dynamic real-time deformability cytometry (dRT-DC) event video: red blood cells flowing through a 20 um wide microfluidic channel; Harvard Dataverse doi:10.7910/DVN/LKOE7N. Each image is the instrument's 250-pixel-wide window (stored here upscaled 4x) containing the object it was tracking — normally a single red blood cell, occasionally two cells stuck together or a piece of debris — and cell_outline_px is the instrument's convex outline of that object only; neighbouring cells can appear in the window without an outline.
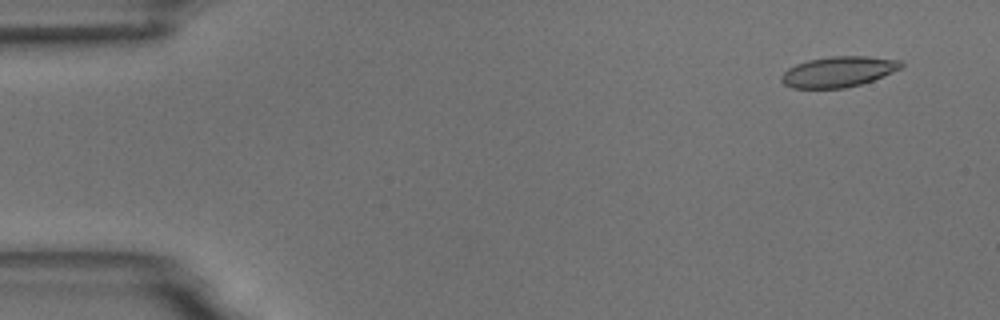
{"species": "common noctule bat (a hibernating species)", "species_latin": "Nyctalus noctula", "temperature_condition": "room temperature", "stored_images_in_passage": 55, "camera_frame_rate_fps": 3000, "um_per_image_px": 0.085, "animal": {"sex": "male", "body_mass_g": 18.8}, "frame": {"image": 1, "passage_image": 4, "time_ms": 1.0, "image_size_px": [1000, 320], "cell_outline_px": [[904, 64], [900, 68], [872, 80], [860, 84], [844, 88], [792, 88], [784, 84], [780, 80], [780, 76], [788, 68], [796, 64], [808, 60], [828, 56], [864, 56], [900, 60]], "centroid_in_image_um": [71.21, 6.09], "position_along_channel_um": 13.8, "area_um2": 21.15}}
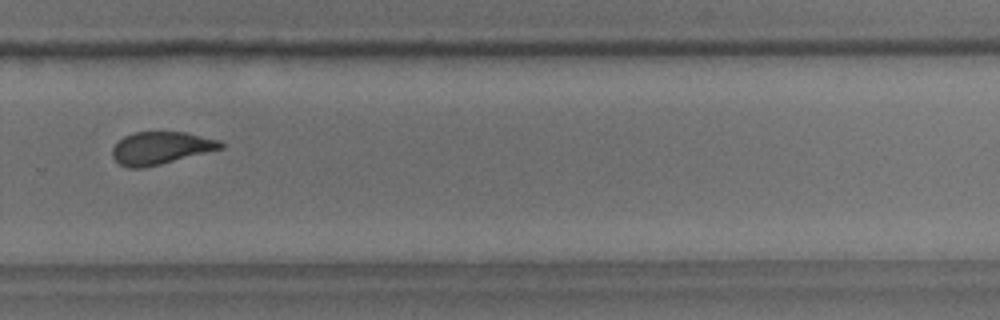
{"frame": {"image": 2, "passage_image": 38, "time_ms": 12.333, "image_size_px": [1000, 320], "cell_outline_px": [[224, 148], [144, 168], [128, 168], [120, 164], [112, 156], [112, 148], [124, 136], [136, 132], [184, 132], [220, 140], [224, 144]], "centroid_in_image_um": [13.67, 12.58], "position_along_channel_um": 316.1, "area_um2": 20.4}}
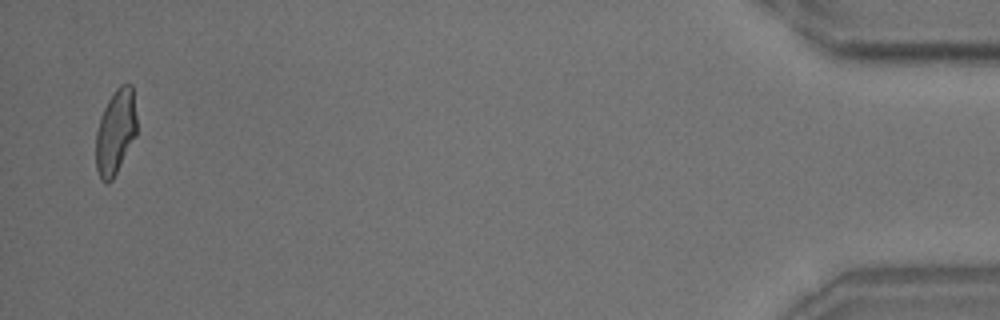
{"frame": {"image": 3, "passage_image": 54, "time_ms": 17.667, "image_size_px": [1000, 320], "cell_outline_px": [[136, 136], [112, 180], [104, 180], [100, 176], [96, 168], [96, 132], [100, 116], [108, 100], [116, 88], [120, 84], [132, 84], [136, 116]], "centroid_in_image_um": [9.82, 11.16], "position_along_channel_um": 425.4, "area_um2": 20.0}, "authors_computed_cell_mechanics": {"area_um2": 21.2704, "velocity_mm_per_s": 3.657, "shape_relaxation_time_tau1_ms": 5.2125, "shape_relaxation_time_tau2_ms": 1.5246, "deformation_change_tau1": 0.1514, "deformation_change_tau2": 0.0737}}